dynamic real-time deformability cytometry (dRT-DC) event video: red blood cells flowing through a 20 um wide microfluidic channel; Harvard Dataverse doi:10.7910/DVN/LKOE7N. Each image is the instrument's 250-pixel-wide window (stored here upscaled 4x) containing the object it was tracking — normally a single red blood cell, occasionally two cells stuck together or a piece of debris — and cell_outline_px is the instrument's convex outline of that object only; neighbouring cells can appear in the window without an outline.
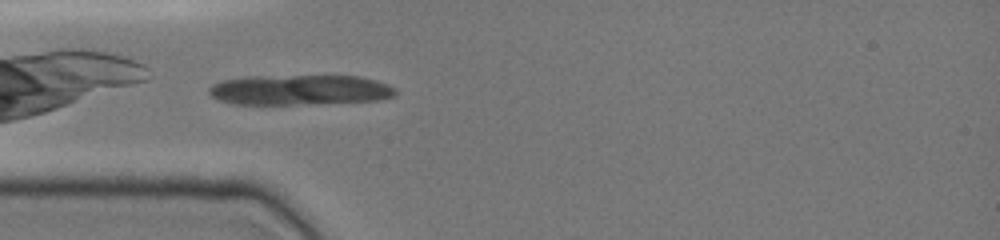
{"species": "common noctule bat (a hibernating species)", "species_latin": "Nyctalus noctula", "temperature_condition": "cold", "stored_images_in_passage": 26, "camera_frame_rate_fps": 3000, "um_per_image_px": 0.085, "animal": {"sex": "female", "body_mass_g": 19.0, "forearm_length_mm": 51.5}, "frame": {"image": 1, "passage_image": 2, "time_ms": 0.333, "image_size_px": [1000, 240], "cell_outline_px": [[396, 96], [380, 100], [292, 104], [232, 104], [216, 100], [208, 92], [208, 88], [212, 84], [220, 80], [244, 76], [360, 76], [376, 80], [388, 84], [396, 88]], "centroid_in_image_um": [25.44, 7.63], "position_along_channel_um": 59.6, "area_um2": 33.06}}
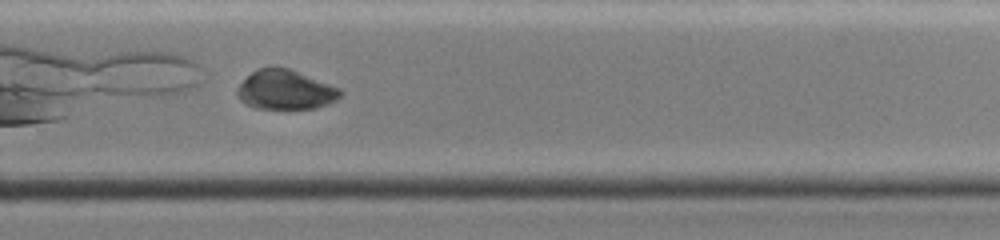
{"frame": {"image": 2, "passage_image": 21, "time_ms": 6.667, "image_size_px": [1000, 240], "cell_outline_px": [[344, 92], [336, 100], [328, 104], [316, 108], [256, 108], [240, 100], [236, 92], [236, 88], [256, 68], [288, 68], [340, 88]], "centroid_in_image_um": [24.27, 7.64], "position_along_channel_um": 305.5, "area_um2": 23.35}}
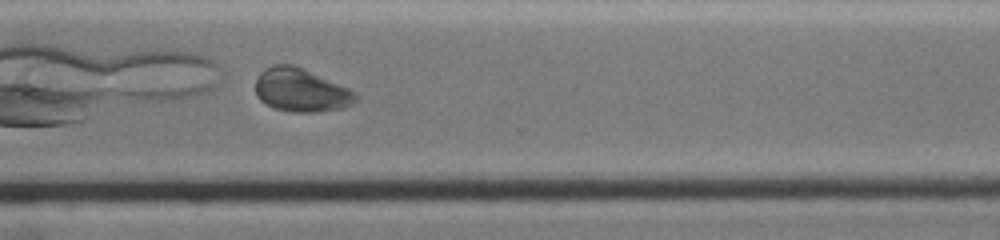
{"frame": {"image": 3, "passage_image": 24, "time_ms": 7.667, "image_size_px": [1000, 240], "cell_outline_px": [[360, 100], [352, 104], [340, 108], [316, 112], [292, 112], [272, 108], [264, 104], [256, 96], [256, 80], [260, 72], [264, 68], [272, 64], [292, 64], [304, 68], [348, 88], [356, 92], [360, 96]], "centroid_in_image_um": [25.58, 7.66], "position_along_channel_um": 345.0, "area_um2": 25.66}}